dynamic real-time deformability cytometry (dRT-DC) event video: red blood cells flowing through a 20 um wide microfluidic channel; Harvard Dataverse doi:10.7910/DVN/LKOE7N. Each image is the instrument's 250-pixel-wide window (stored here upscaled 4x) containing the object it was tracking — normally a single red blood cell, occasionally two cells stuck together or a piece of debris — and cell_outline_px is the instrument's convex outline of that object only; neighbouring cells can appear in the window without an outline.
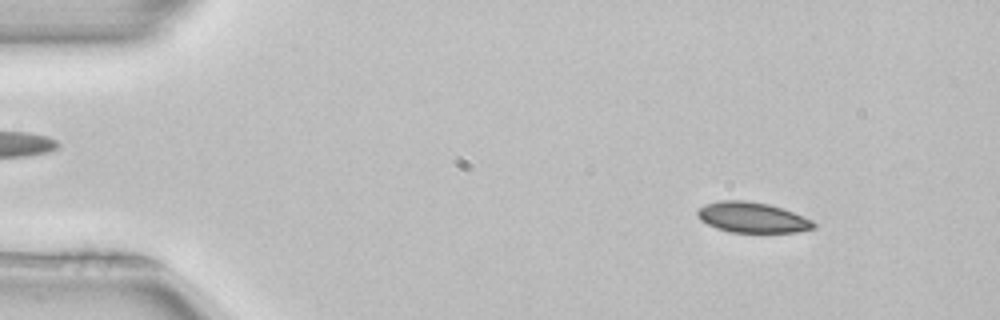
{"species": "common noctule bat (a hibernating species)", "species_latin": "Nyctalus noctula", "temperature_condition": "room temperature", "stored_images_in_passage": 50, "camera_frame_rate_fps": 3000, "um_per_image_px": 0.085, "animal": {"sex": "female", "body_mass_g": 22.7, "forearm_length_mm": 54.2}, "frame": {"image": 1, "passage_image": 5, "time_ms": 1.333, "image_size_px": [1000, 320], "cell_outline_px": [[816, 228], [796, 232], [732, 232], [716, 228], [700, 220], [696, 212], [704, 204], [720, 200], [744, 200], [768, 204], [792, 212], [812, 220], [816, 224]], "centroid_in_image_um": [63.93, 18.48], "position_along_channel_um": 21.1, "area_um2": 20.46}}
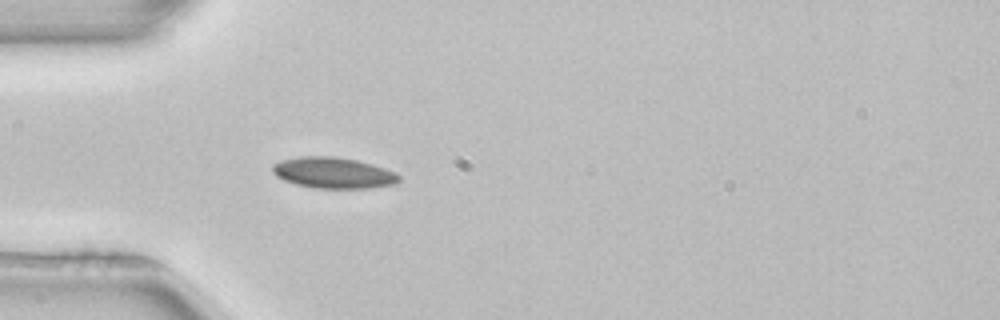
{"frame": {"image": 2, "passage_image": 14, "time_ms": 4.333, "image_size_px": [1000, 320], "cell_outline_px": [[400, 180], [396, 184], [368, 188], [312, 188], [296, 184], [284, 180], [276, 176], [272, 172], [272, 164], [280, 160], [300, 156], [332, 156], [356, 160], [372, 164], [384, 168], [400, 176]], "centroid_in_image_um": [28.29, 14.69], "position_along_channel_um": 56.7, "area_um2": 22.89}}
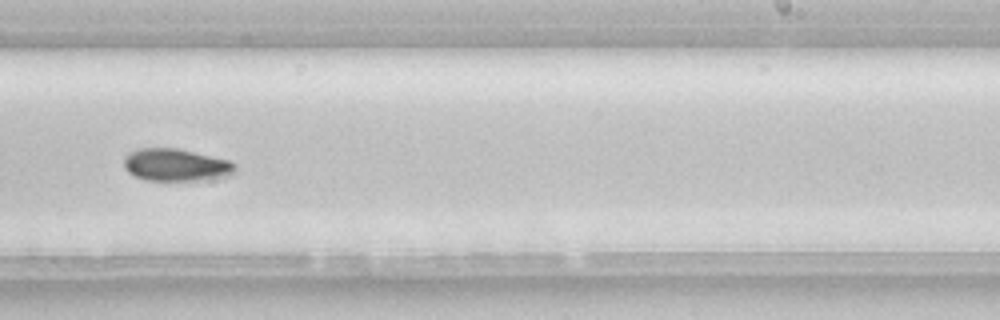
{"frame": {"image": 3, "passage_image": 31, "time_ms": 10.0, "image_size_px": [1000, 320], "cell_outline_px": [[236, 172], [232, 176], [200, 180], [148, 180], [136, 176], [128, 172], [124, 168], [124, 156], [128, 152], [140, 148], [176, 148], [232, 160], [236, 164]], "centroid_in_image_um": [15.0, 14.01], "position_along_channel_um": 274.0, "area_um2": 21.27}, "authors_computed_cell_mechanics": {"area_um2": 20.8947, "velocity_mm_per_s": 3.9406, "shape_relaxation_time_tau1_ms": 7.4674, "shape_relaxation_time_tau2_ms": null, "deformation_change_tau1": 0.126, "deformation_change_tau2": null}}